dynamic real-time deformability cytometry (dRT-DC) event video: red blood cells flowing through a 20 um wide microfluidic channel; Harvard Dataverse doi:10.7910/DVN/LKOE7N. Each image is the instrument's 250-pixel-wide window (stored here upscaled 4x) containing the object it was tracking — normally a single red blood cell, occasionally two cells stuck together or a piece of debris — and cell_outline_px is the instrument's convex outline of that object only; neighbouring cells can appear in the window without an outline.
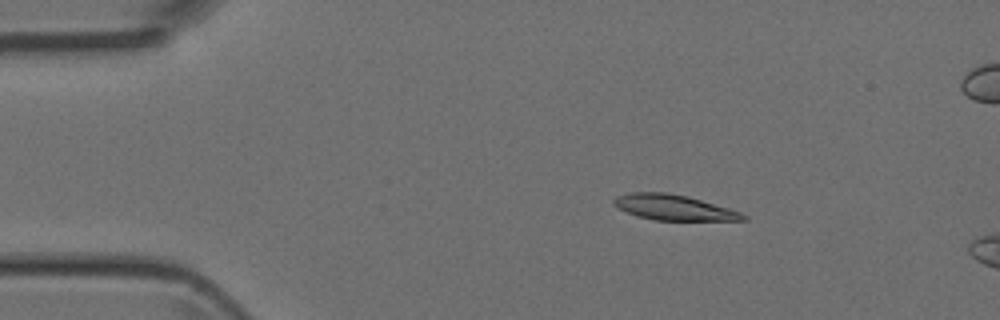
{"species": "Egyptian fruit bat (a non-hibernating species)", "species_latin": "Rousettus aegyptiacus", "temperature_condition": "room temperature", "stored_images_in_passage": 13, "camera_frame_rate_fps": 3000, "um_per_image_px": 0.085, "animal": {"sex": "female"}, "frame": {"image": 1, "passage_image": 8, "time_ms": 2.333, "image_size_px": [1000, 320], "cell_outline_px": [[748, 220], [656, 220], [640, 216], [628, 212], [612, 204], [612, 200], [616, 196], [632, 192], [668, 192], [688, 196], [728, 208], [740, 212], [748, 216]], "centroid_in_image_um": [57.27, 17.62], "position_along_channel_um": 27.7, "area_um2": 18.96}}